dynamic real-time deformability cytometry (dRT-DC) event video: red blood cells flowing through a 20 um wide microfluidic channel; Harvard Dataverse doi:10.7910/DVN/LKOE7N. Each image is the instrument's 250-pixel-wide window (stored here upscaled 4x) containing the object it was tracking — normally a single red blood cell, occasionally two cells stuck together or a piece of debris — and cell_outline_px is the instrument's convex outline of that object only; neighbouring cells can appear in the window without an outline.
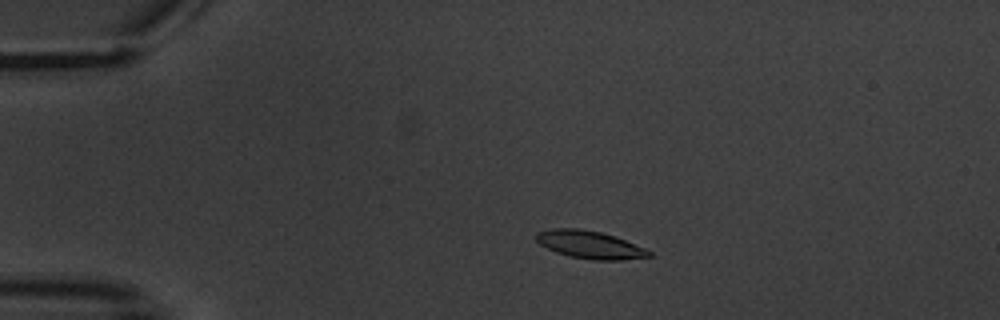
{"species": "common noctule bat (a hibernating species)", "species_latin": "Nyctalus noctula", "temperature_condition": "warm", "stored_images_in_passage": 5, "camera_frame_rate_fps": 3000, "um_per_image_px": 0.085, "animal": {"sex": "male", "body_mass_g": 20.1, "forearm_length_mm": 53.5}, "frame": {"image": 1, "passage_image": 3, "time_ms": 2.667, "image_size_px": [1000, 320], "cell_outline_px": [[652, 256], [624, 260], [592, 260], [572, 256], [556, 252], [540, 244], [536, 240], [536, 232], [552, 228], [580, 228], [600, 232], [616, 236], [644, 248], [652, 252]], "centroid_in_image_um": [50.14, 20.79], "position_along_channel_um": 34.9, "area_um2": 18.21}}
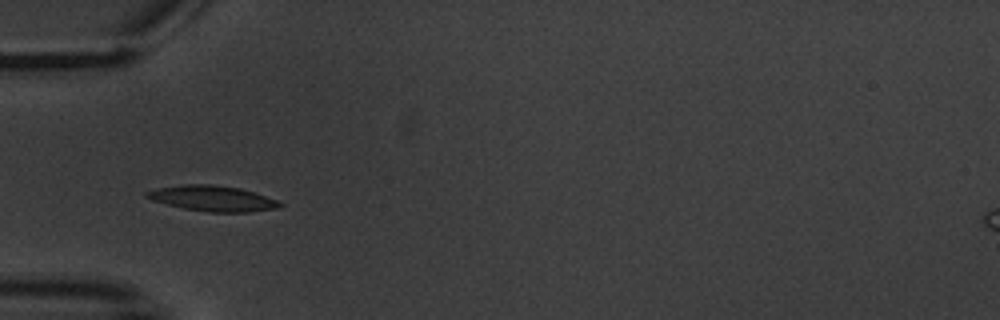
{"frame": {"image": 2, "passage_image": 5, "time_ms": 5.0, "image_size_px": [1000, 320], "cell_outline_px": [[284, 204], [276, 208], [248, 212], [208, 212], [184, 208], [152, 200], [144, 196], [144, 192], [156, 188], [184, 184], [212, 184], [240, 188], [276, 200]], "centroid_in_image_um": [18.02, 16.86], "position_along_channel_um": 67.0, "area_um2": 19.59}}